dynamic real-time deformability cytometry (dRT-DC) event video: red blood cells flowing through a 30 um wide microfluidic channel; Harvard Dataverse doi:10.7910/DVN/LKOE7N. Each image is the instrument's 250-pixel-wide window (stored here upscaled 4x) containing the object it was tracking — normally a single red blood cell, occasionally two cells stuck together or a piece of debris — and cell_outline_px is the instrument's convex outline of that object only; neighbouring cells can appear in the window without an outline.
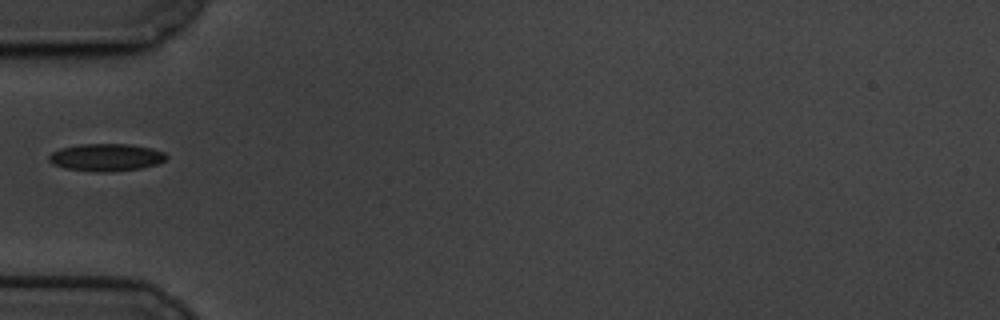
{"species": "common noctule bat (a hibernating species)", "species_latin": "Nyctalus noctula", "temperature_condition": "cold", "stored_images_in_passage": 41, "camera_frame_rate_fps": 3000, "um_per_image_px": 0.085, "animal": {"sex": "male", "body_mass_g": 19.5, "forearm_length_mm": 54.6}, "frame": {"image": 1, "passage_image": 1, "time_ms": 0.0, "image_size_px": [1000, 320], "cell_outline_px": [[168, 156], [164, 160], [156, 164], [140, 168], [112, 172], [96, 172], [64, 168], [52, 164], [48, 160], [48, 156], [52, 152], [60, 148], [80, 144], [128, 144], [152, 148], [164, 152]], "centroid_in_image_um": [8.99, 13.38], "position_along_channel_um": 76.0, "area_um2": 18.84}}
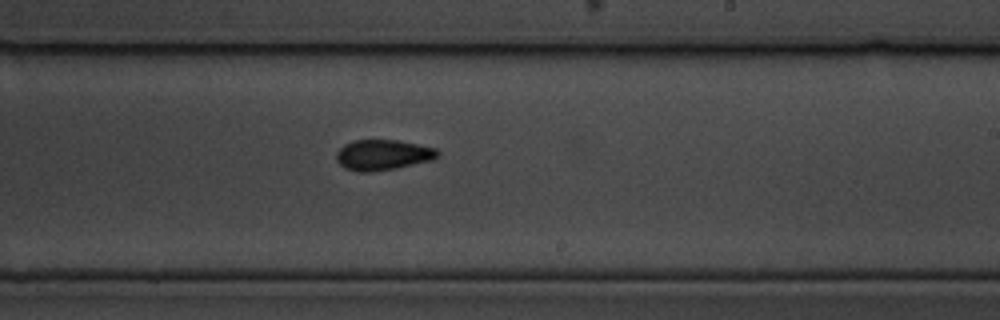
{"frame": {"image": 2, "passage_image": 17, "time_ms": 5.333, "image_size_px": [1000, 320], "cell_outline_px": [[440, 156], [432, 160], [396, 168], [372, 172], [356, 172], [344, 168], [336, 160], [336, 152], [344, 144], [352, 140], [396, 140], [436, 148], [440, 152]], "centroid_in_image_um": [32.52, 13.17], "position_along_channel_um": 256.5, "area_um2": 18.15}}
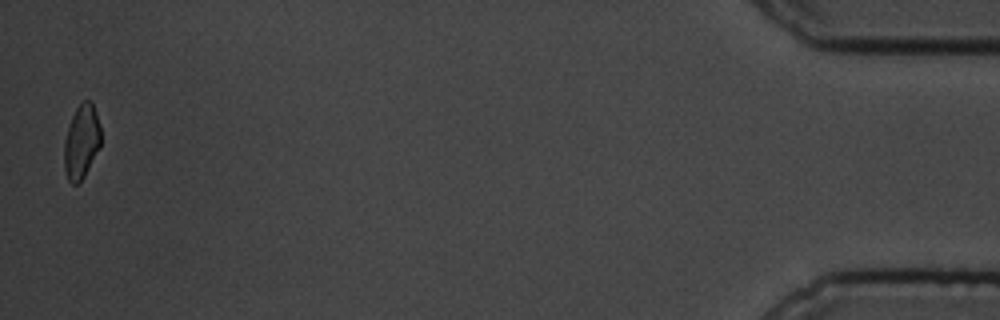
{"frame": {"image": 3, "passage_image": 40, "time_ms": 13.0, "image_size_px": [1000, 320], "cell_outline_px": [[100, 148], [84, 176], [76, 184], [72, 184], [68, 180], [64, 168], [64, 140], [68, 124], [76, 108], [84, 100], [92, 100], [100, 124]], "centroid_in_image_um": [6.92, 12.02], "position_along_channel_um": 428.3, "area_um2": 15.95}}